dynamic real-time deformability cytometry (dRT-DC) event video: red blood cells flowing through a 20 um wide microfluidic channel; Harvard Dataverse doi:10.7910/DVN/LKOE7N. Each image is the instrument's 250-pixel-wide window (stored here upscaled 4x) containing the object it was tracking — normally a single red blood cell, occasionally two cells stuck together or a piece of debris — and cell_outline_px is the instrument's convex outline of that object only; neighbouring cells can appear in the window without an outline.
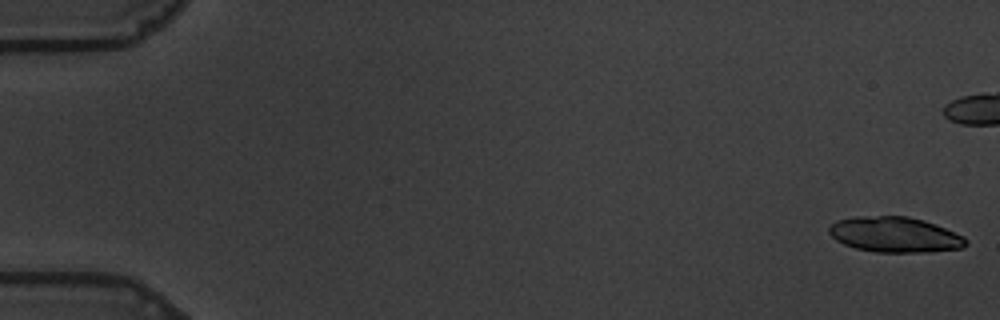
{"species": "common noctule bat (a hibernating species)", "species_latin": "Nyctalus noctula", "temperature_condition": "warm", "stored_images_in_passage": 24, "camera_frame_rate_fps": 3000, "um_per_image_px": 0.085, "animal": {"sex": "male", "body_mass_g": 19.5, "forearm_length_mm": 54.6}, "frame": {"image": 1, "passage_image": 1, "time_ms": 0.0, "image_size_px": [1000, 320], "cell_outline_px": [[968, 244], [964, 248], [932, 252], [876, 252], [856, 248], [844, 244], [836, 240], [828, 232], [828, 228], [836, 220], [856, 216], [908, 216], [924, 220], [936, 224], [964, 236], [968, 240]], "centroid_in_image_um": [76.1, 19.94], "position_along_channel_um": 8.9, "area_um2": 28.5}}